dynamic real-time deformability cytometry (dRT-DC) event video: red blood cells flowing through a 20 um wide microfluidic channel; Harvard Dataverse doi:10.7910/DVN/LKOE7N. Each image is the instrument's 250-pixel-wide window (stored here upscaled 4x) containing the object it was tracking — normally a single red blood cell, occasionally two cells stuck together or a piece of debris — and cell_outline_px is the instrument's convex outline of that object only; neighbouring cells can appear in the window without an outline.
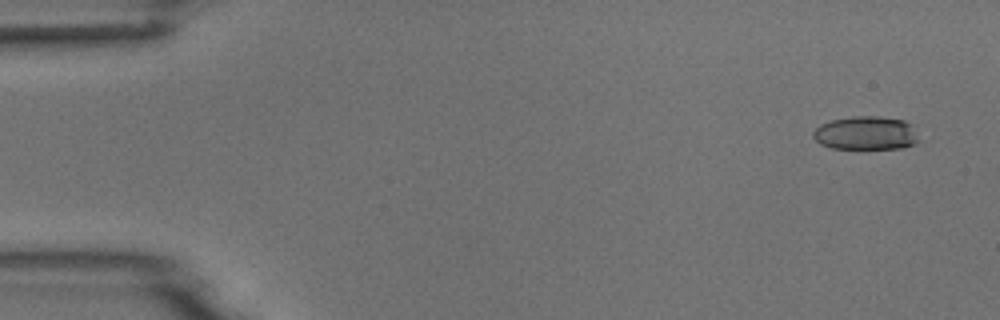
{"species": "common noctule bat (a hibernating species)", "species_latin": "Nyctalus noctula", "temperature_condition": "room temperature", "stored_images_in_passage": 4, "camera_frame_rate_fps": 3000, "um_per_image_px": 0.085, "animal": {"sex": "male", "body_mass_g": 18.8}, "frame": {"image": 1, "passage_image": 1, "time_ms": 0.0, "image_size_px": [1000, 320], "cell_outline_px": [[920, 140], [916, 144], [904, 148], [832, 148], [820, 144], [812, 136], [812, 132], [820, 124], [832, 120], [852, 116], [880, 116], [904, 120], [912, 124]], "centroid_in_image_um": [73.63, 11.31], "position_along_channel_um": 11.4, "area_um2": 20.87}}
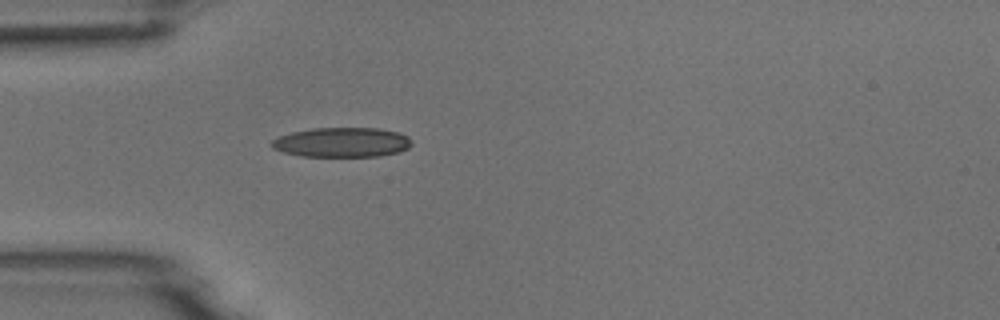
{"frame": {"image": 2, "passage_image": 4, "time_ms": 4.333, "image_size_px": [1000, 320], "cell_outline_px": [[412, 144], [408, 148], [400, 152], [380, 156], [300, 156], [284, 152], [272, 148], [268, 144], [276, 136], [292, 132], [312, 128], [380, 128], [400, 132], [408, 136], [412, 140]], "centroid_in_image_um": [29.06, 12.09], "position_along_channel_um": 55.9, "area_um2": 24.57}}